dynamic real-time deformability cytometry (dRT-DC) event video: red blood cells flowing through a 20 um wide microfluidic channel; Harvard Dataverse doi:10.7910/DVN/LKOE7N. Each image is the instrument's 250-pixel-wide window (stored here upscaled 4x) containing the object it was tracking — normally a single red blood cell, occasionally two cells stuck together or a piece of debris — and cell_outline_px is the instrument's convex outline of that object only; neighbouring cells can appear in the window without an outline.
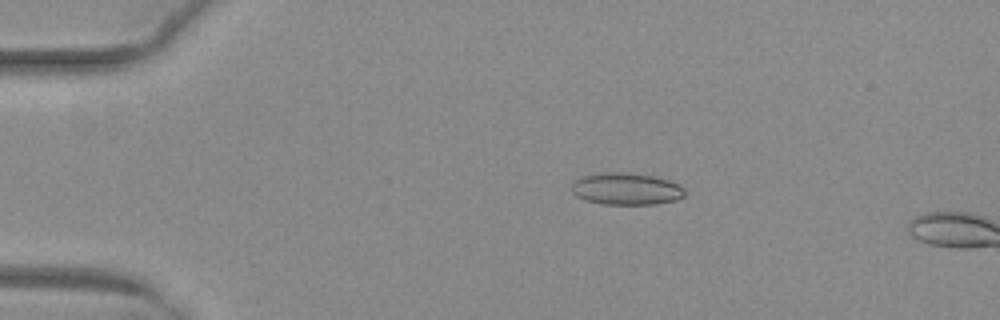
{"species": "common noctule bat (a hibernating species)", "species_latin": "Nyctalus noctula", "temperature_condition": "warm", "stored_images_in_passage": 13, "camera_frame_rate_fps": 3000, "um_per_image_px": 0.085, "animal": {"sex": "female", "body_mass_g": 29.2, "forearm_length_mm": 56.3}, "frame": {"image": 1, "passage_image": 11, "time_ms": 3.333, "image_size_px": [1000, 320], "cell_outline_px": [[684, 196], [676, 200], [656, 204], [604, 204], [584, 200], [576, 196], [572, 192], [572, 184], [580, 176], [604, 172], [628, 172], [656, 176], [672, 180], [680, 184], [684, 188]], "centroid_in_image_um": [53.25, 16.04], "position_along_channel_um": 31.7, "area_um2": 21.44}}